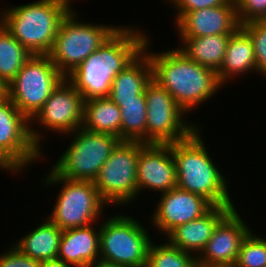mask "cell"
<instances>
[{
    "label": "cell",
    "mask_w": 266,
    "mask_h": 267,
    "mask_svg": "<svg viewBox=\"0 0 266 267\" xmlns=\"http://www.w3.org/2000/svg\"><path fill=\"white\" fill-rule=\"evenodd\" d=\"M139 31L120 27L66 77L84 101L109 96L113 79L143 51L147 37Z\"/></svg>",
    "instance_id": "1"
},
{
    "label": "cell",
    "mask_w": 266,
    "mask_h": 267,
    "mask_svg": "<svg viewBox=\"0 0 266 267\" xmlns=\"http://www.w3.org/2000/svg\"><path fill=\"white\" fill-rule=\"evenodd\" d=\"M152 80L164 88L186 113L206 102L221 87L217 73L188 59L179 49L148 54Z\"/></svg>",
    "instance_id": "2"
},
{
    "label": "cell",
    "mask_w": 266,
    "mask_h": 267,
    "mask_svg": "<svg viewBox=\"0 0 266 267\" xmlns=\"http://www.w3.org/2000/svg\"><path fill=\"white\" fill-rule=\"evenodd\" d=\"M198 131L171 144L177 187L205 197L214 206H234L226 180L209 157Z\"/></svg>",
    "instance_id": "3"
},
{
    "label": "cell",
    "mask_w": 266,
    "mask_h": 267,
    "mask_svg": "<svg viewBox=\"0 0 266 267\" xmlns=\"http://www.w3.org/2000/svg\"><path fill=\"white\" fill-rule=\"evenodd\" d=\"M70 10L65 0H40L4 10L0 23L31 54L47 55Z\"/></svg>",
    "instance_id": "4"
},
{
    "label": "cell",
    "mask_w": 266,
    "mask_h": 267,
    "mask_svg": "<svg viewBox=\"0 0 266 267\" xmlns=\"http://www.w3.org/2000/svg\"><path fill=\"white\" fill-rule=\"evenodd\" d=\"M102 224L99 227L101 266L146 267L151 240L137 220L119 214Z\"/></svg>",
    "instance_id": "5"
},
{
    "label": "cell",
    "mask_w": 266,
    "mask_h": 267,
    "mask_svg": "<svg viewBox=\"0 0 266 267\" xmlns=\"http://www.w3.org/2000/svg\"><path fill=\"white\" fill-rule=\"evenodd\" d=\"M73 11L70 10L62 19L53 46L47 54L65 77L120 28L77 22V15Z\"/></svg>",
    "instance_id": "6"
},
{
    "label": "cell",
    "mask_w": 266,
    "mask_h": 267,
    "mask_svg": "<svg viewBox=\"0 0 266 267\" xmlns=\"http://www.w3.org/2000/svg\"><path fill=\"white\" fill-rule=\"evenodd\" d=\"M64 78L47 55H32L7 85V97L30 121Z\"/></svg>",
    "instance_id": "7"
},
{
    "label": "cell",
    "mask_w": 266,
    "mask_h": 267,
    "mask_svg": "<svg viewBox=\"0 0 266 267\" xmlns=\"http://www.w3.org/2000/svg\"><path fill=\"white\" fill-rule=\"evenodd\" d=\"M71 145L62 154L52 171L66 179L91 181L121 141L118 137L88 131L82 127L74 131Z\"/></svg>",
    "instance_id": "8"
},
{
    "label": "cell",
    "mask_w": 266,
    "mask_h": 267,
    "mask_svg": "<svg viewBox=\"0 0 266 267\" xmlns=\"http://www.w3.org/2000/svg\"><path fill=\"white\" fill-rule=\"evenodd\" d=\"M28 123L8 97L0 102V168L17 173L40 157L43 137Z\"/></svg>",
    "instance_id": "9"
},
{
    "label": "cell",
    "mask_w": 266,
    "mask_h": 267,
    "mask_svg": "<svg viewBox=\"0 0 266 267\" xmlns=\"http://www.w3.org/2000/svg\"><path fill=\"white\" fill-rule=\"evenodd\" d=\"M48 175L46 185H55L57 182L64 185L48 218L52 223L67 230L92 225L100 217L106 203L93 182L59 177L52 170Z\"/></svg>",
    "instance_id": "10"
},
{
    "label": "cell",
    "mask_w": 266,
    "mask_h": 267,
    "mask_svg": "<svg viewBox=\"0 0 266 267\" xmlns=\"http://www.w3.org/2000/svg\"><path fill=\"white\" fill-rule=\"evenodd\" d=\"M145 145L139 141H120L99 170L93 183L106 204L124 205L138 196L137 160Z\"/></svg>",
    "instance_id": "11"
},
{
    "label": "cell",
    "mask_w": 266,
    "mask_h": 267,
    "mask_svg": "<svg viewBox=\"0 0 266 267\" xmlns=\"http://www.w3.org/2000/svg\"><path fill=\"white\" fill-rule=\"evenodd\" d=\"M147 144H172L188 138L198 127L187 125L185 112L154 80L146 86Z\"/></svg>",
    "instance_id": "12"
},
{
    "label": "cell",
    "mask_w": 266,
    "mask_h": 267,
    "mask_svg": "<svg viewBox=\"0 0 266 267\" xmlns=\"http://www.w3.org/2000/svg\"><path fill=\"white\" fill-rule=\"evenodd\" d=\"M83 111V97L65 77L30 121L37 120L43 128L66 135L82 127Z\"/></svg>",
    "instance_id": "13"
},
{
    "label": "cell",
    "mask_w": 266,
    "mask_h": 267,
    "mask_svg": "<svg viewBox=\"0 0 266 267\" xmlns=\"http://www.w3.org/2000/svg\"><path fill=\"white\" fill-rule=\"evenodd\" d=\"M250 232L234 207L218 223L202 254L197 256V267H233L242 242Z\"/></svg>",
    "instance_id": "14"
},
{
    "label": "cell",
    "mask_w": 266,
    "mask_h": 267,
    "mask_svg": "<svg viewBox=\"0 0 266 267\" xmlns=\"http://www.w3.org/2000/svg\"><path fill=\"white\" fill-rule=\"evenodd\" d=\"M161 196L152 221L165 235L176 227L201 217L214 206L205 197L178 187Z\"/></svg>",
    "instance_id": "15"
},
{
    "label": "cell",
    "mask_w": 266,
    "mask_h": 267,
    "mask_svg": "<svg viewBox=\"0 0 266 267\" xmlns=\"http://www.w3.org/2000/svg\"><path fill=\"white\" fill-rule=\"evenodd\" d=\"M177 187L175 161L171 144H146L137 160V188L162 193Z\"/></svg>",
    "instance_id": "16"
},
{
    "label": "cell",
    "mask_w": 266,
    "mask_h": 267,
    "mask_svg": "<svg viewBox=\"0 0 266 267\" xmlns=\"http://www.w3.org/2000/svg\"><path fill=\"white\" fill-rule=\"evenodd\" d=\"M176 26L181 33L180 37L233 34L240 27L236 0H230L221 6L187 12Z\"/></svg>",
    "instance_id": "17"
},
{
    "label": "cell",
    "mask_w": 266,
    "mask_h": 267,
    "mask_svg": "<svg viewBox=\"0 0 266 267\" xmlns=\"http://www.w3.org/2000/svg\"><path fill=\"white\" fill-rule=\"evenodd\" d=\"M234 207L213 206L201 217L173 229L167 235L168 242L184 252H201L213 235L218 223Z\"/></svg>",
    "instance_id": "18"
},
{
    "label": "cell",
    "mask_w": 266,
    "mask_h": 267,
    "mask_svg": "<svg viewBox=\"0 0 266 267\" xmlns=\"http://www.w3.org/2000/svg\"><path fill=\"white\" fill-rule=\"evenodd\" d=\"M99 234L91 225L63 230L57 259L76 267H99Z\"/></svg>",
    "instance_id": "19"
},
{
    "label": "cell",
    "mask_w": 266,
    "mask_h": 267,
    "mask_svg": "<svg viewBox=\"0 0 266 267\" xmlns=\"http://www.w3.org/2000/svg\"><path fill=\"white\" fill-rule=\"evenodd\" d=\"M147 42L143 51L113 79L108 97L117 106L121 105V101L145 100L146 86L152 80L151 61L146 52Z\"/></svg>",
    "instance_id": "20"
},
{
    "label": "cell",
    "mask_w": 266,
    "mask_h": 267,
    "mask_svg": "<svg viewBox=\"0 0 266 267\" xmlns=\"http://www.w3.org/2000/svg\"><path fill=\"white\" fill-rule=\"evenodd\" d=\"M249 70L257 71L253 42L250 36L239 27L228 41L224 61L217 77L223 85L232 75L244 74Z\"/></svg>",
    "instance_id": "21"
},
{
    "label": "cell",
    "mask_w": 266,
    "mask_h": 267,
    "mask_svg": "<svg viewBox=\"0 0 266 267\" xmlns=\"http://www.w3.org/2000/svg\"><path fill=\"white\" fill-rule=\"evenodd\" d=\"M231 35L218 34L203 37H180L185 46L178 49L188 59L217 73L224 61L226 47Z\"/></svg>",
    "instance_id": "22"
},
{
    "label": "cell",
    "mask_w": 266,
    "mask_h": 267,
    "mask_svg": "<svg viewBox=\"0 0 266 267\" xmlns=\"http://www.w3.org/2000/svg\"><path fill=\"white\" fill-rule=\"evenodd\" d=\"M82 128L121 140V109L109 97L86 100Z\"/></svg>",
    "instance_id": "23"
},
{
    "label": "cell",
    "mask_w": 266,
    "mask_h": 267,
    "mask_svg": "<svg viewBox=\"0 0 266 267\" xmlns=\"http://www.w3.org/2000/svg\"><path fill=\"white\" fill-rule=\"evenodd\" d=\"M46 221L16 242L15 247L22 254L39 261L57 259L63 230L49 219Z\"/></svg>",
    "instance_id": "24"
},
{
    "label": "cell",
    "mask_w": 266,
    "mask_h": 267,
    "mask_svg": "<svg viewBox=\"0 0 266 267\" xmlns=\"http://www.w3.org/2000/svg\"><path fill=\"white\" fill-rule=\"evenodd\" d=\"M32 55L0 23V80L6 86Z\"/></svg>",
    "instance_id": "25"
},
{
    "label": "cell",
    "mask_w": 266,
    "mask_h": 267,
    "mask_svg": "<svg viewBox=\"0 0 266 267\" xmlns=\"http://www.w3.org/2000/svg\"><path fill=\"white\" fill-rule=\"evenodd\" d=\"M121 141L147 144L146 100L121 101Z\"/></svg>",
    "instance_id": "26"
},
{
    "label": "cell",
    "mask_w": 266,
    "mask_h": 267,
    "mask_svg": "<svg viewBox=\"0 0 266 267\" xmlns=\"http://www.w3.org/2000/svg\"><path fill=\"white\" fill-rule=\"evenodd\" d=\"M146 267H197V257L172 246L150 244Z\"/></svg>",
    "instance_id": "27"
},
{
    "label": "cell",
    "mask_w": 266,
    "mask_h": 267,
    "mask_svg": "<svg viewBox=\"0 0 266 267\" xmlns=\"http://www.w3.org/2000/svg\"><path fill=\"white\" fill-rule=\"evenodd\" d=\"M233 267H266V240L250 232L242 242Z\"/></svg>",
    "instance_id": "28"
},
{
    "label": "cell",
    "mask_w": 266,
    "mask_h": 267,
    "mask_svg": "<svg viewBox=\"0 0 266 267\" xmlns=\"http://www.w3.org/2000/svg\"><path fill=\"white\" fill-rule=\"evenodd\" d=\"M240 27L253 42L257 71L266 75V20L248 22Z\"/></svg>",
    "instance_id": "29"
},
{
    "label": "cell",
    "mask_w": 266,
    "mask_h": 267,
    "mask_svg": "<svg viewBox=\"0 0 266 267\" xmlns=\"http://www.w3.org/2000/svg\"><path fill=\"white\" fill-rule=\"evenodd\" d=\"M236 9L240 25L266 20V0H236Z\"/></svg>",
    "instance_id": "30"
},
{
    "label": "cell",
    "mask_w": 266,
    "mask_h": 267,
    "mask_svg": "<svg viewBox=\"0 0 266 267\" xmlns=\"http://www.w3.org/2000/svg\"><path fill=\"white\" fill-rule=\"evenodd\" d=\"M229 1L230 0H170V3L172 2L174 7L176 6L175 9H178V16H176L177 23L187 12L225 5Z\"/></svg>",
    "instance_id": "31"
},
{
    "label": "cell",
    "mask_w": 266,
    "mask_h": 267,
    "mask_svg": "<svg viewBox=\"0 0 266 267\" xmlns=\"http://www.w3.org/2000/svg\"><path fill=\"white\" fill-rule=\"evenodd\" d=\"M0 267H40V261L22 254L13 246L0 255Z\"/></svg>",
    "instance_id": "32"
},
{
    "label": "cell",
    "mask_w": 266,
    "mask_h": 267,
    "mask_svg": "<svg viewBox=\"0 0 266 267\" xmlns=\"http://www.w3.org/2000/svg\"><path fill=\"white\" fill-rule=\"evenodd\" d=\"M40 267H76L59 259L40 261Z\"/></svg>",
    "instance_id": "33"
},
{
    "label": "cell",
    "mask_w": 266,
    "mask_h": 267,
    "mask_svg": "<svg viewBox=\"0 0 266 267\" xmlns=\"http://www.w3.org/2000/svg\"><path fill=\"white\" fill-rule=\"evenodd\" d=\"M7 97V86L0 80V102Z\"/></svg>",
    "instance_id": "34"
}]
</instances>
